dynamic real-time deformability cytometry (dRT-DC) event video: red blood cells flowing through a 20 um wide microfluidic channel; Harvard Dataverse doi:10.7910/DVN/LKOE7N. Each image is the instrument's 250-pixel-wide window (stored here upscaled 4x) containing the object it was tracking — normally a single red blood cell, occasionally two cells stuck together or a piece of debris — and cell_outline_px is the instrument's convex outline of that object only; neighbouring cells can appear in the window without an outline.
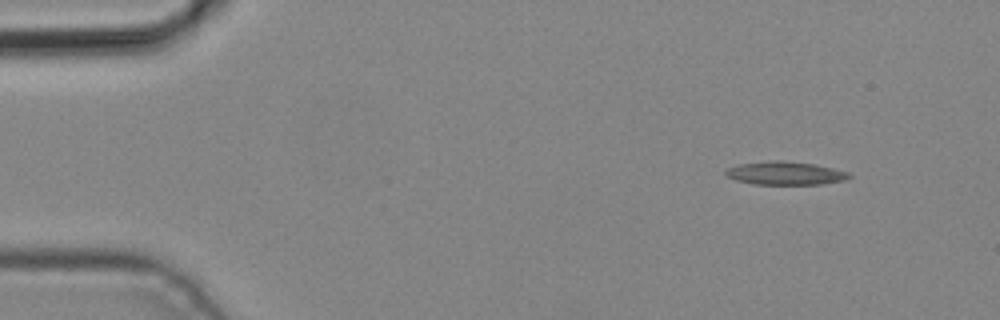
{"species": "common noctule bat (a hibernating species)", "species_latin": "Nyctalus noctula", "temperature_condition": "cold", "stored_images_in_passage": 4, "camera_frame_rate_fps": 3000, "um_per_image_px": 0.085, "animal": {"sex": "male", "body_mass_g": 19.2, "forearm_length_mm": 51.8}, "frame": {"image": 1, "passage_image": 1, "time_ms": 0.0, "image_size_px": [1000, 320], "cell_outline_px": [[852, 176], [848, 180], [820, 184], [752, 184], [736, 180], [728, 176], [724, 172], [728, 168], [736, 164], [772, 160], [780, 160], [812, 164], [832, 168], [848, 172]], "centroid_in_image_um": [66.74, 14.72], "position_along_channel_um": 18.3, "area_um2": 16.7}}
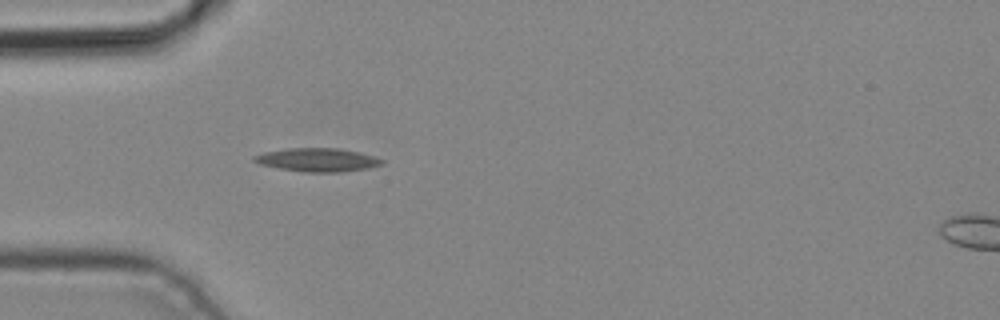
{"frame": {"image": 2, "passage_image": 3, "time_ms": 0.667, "image_size_px": [1000, 320], "cell_outline_px": [[384, 164], [368, 168], [340, 172], [304, 172], [280, 168], [260, 164], [252, 160], [252, 156], [264, 152], [284, 148], [336, 148], [360, 152], [384, 160]], "centroid_in_image_um": [26.97, 13.58], "position_along_channel_um": 58.0, "area_um2": 17.46}}